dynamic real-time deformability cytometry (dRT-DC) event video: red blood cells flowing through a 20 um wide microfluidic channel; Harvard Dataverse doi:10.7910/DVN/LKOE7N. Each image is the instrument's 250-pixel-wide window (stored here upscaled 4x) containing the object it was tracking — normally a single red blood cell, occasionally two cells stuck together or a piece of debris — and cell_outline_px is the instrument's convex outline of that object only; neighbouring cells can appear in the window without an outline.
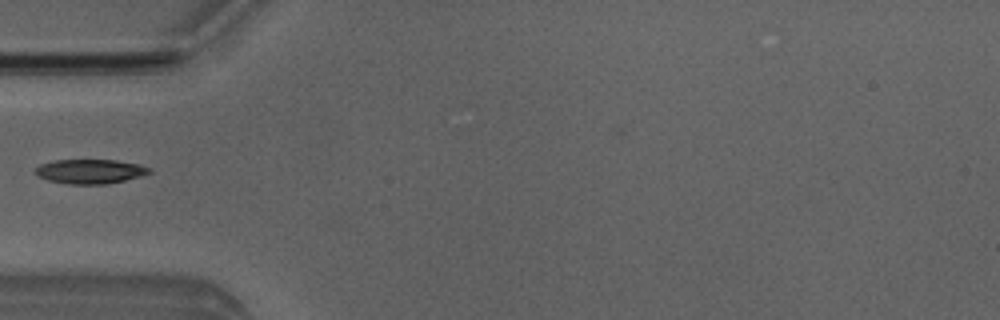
{"species": "Egyptian fruit bat (a non-hibernating species)", "species_latin": "Rousettus aegyptiacus", "temperature_condition": "room temperature", "stored_images_in_passage": 5, "camera_frame_rate_fps": 3000, "um_per_image_px": 0.085, "animal": {"sex": "male"}, "frame": {"image": 1, "passage_image": 5, "time_ms": 5.333, "image_size_px": [1000, 320], "cell_outline_px": [[152, 172], [144, 176], [104, 184], [68, 184], [48, 180], [32, 172], [40, 164], [52, 160], [116, 160], [136, 164], [152, 168]], "centroid_in_image_um": [7.66, 14.57], "position_along_channel_um": 77.3, "area_um2": 16.24}}